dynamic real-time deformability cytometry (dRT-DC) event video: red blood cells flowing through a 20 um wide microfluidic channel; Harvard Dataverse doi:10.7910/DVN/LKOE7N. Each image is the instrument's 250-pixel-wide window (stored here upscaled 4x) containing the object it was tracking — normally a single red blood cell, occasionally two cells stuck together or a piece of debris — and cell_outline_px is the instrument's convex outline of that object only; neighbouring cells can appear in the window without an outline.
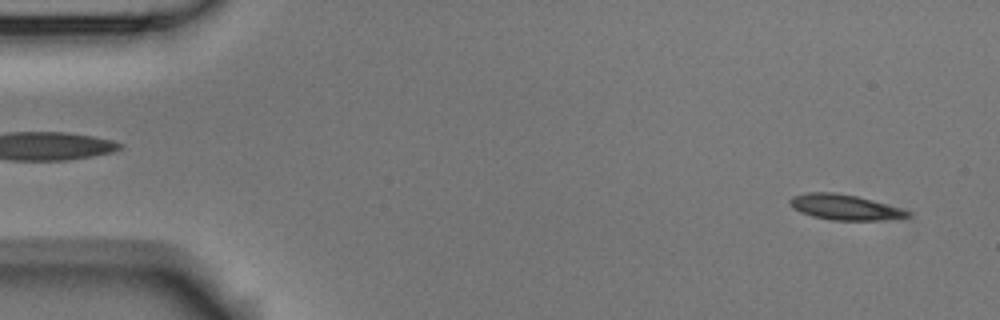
{"species": "Egyptian fruit bat (a non-hibernating species)", "species_latin": "Rousettus aegyptiacus", "temperature_condition": "room temperature", "stored_images_in_passage": 8, "camera_frame_rate_fps": 3000, "um_per_image_px": 0.085, "animal": {"sex": "male"}, "frame": {"image": 1, "passage_image": 1, "time_ms": 0.0, "image_size_px": [1000, 320], "cell_outline_px": [[912, 216], [880, 220], [832, 220], [812, 216], [800, 212], [792, 208], [788, 204], [788, 200], [792, 196], [808, 192], [836, 192], [856, 196], [872, 200], [900, 208], [912, 212]], "centroid_in_image_um": [71.75, 17.6], "position_along_channel_um": 13.2, "area_um2": 17.46}}
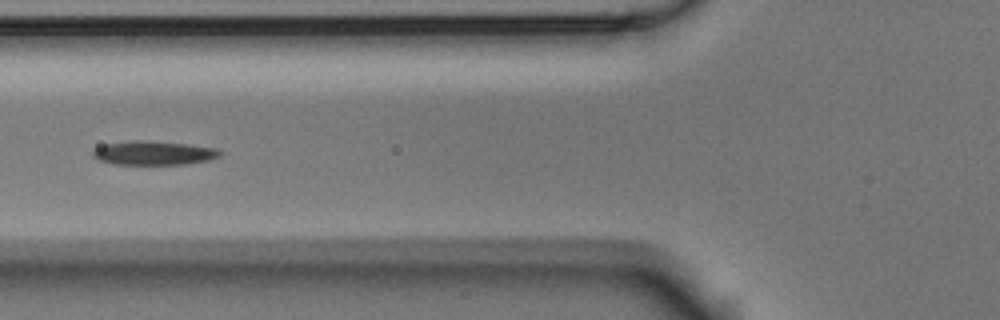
{"frame": {"image": 2, "passage_image": 5, "time_ms": 1.333, "image_size_px": [1000, 320], "cell_outline_px": [[220, 156], [212, 160], [184, 164], [112, 164], [100, 160], [92, 156], [92, 152], [96, 148], [104, 144], [132, 140], [144, 140], [188, 144], [216, 148], [220, 152]], "centroid_in_image_um": [13.06, 13.0], "position_along_channel_um": 112.7, "area_um2": 17.74}}
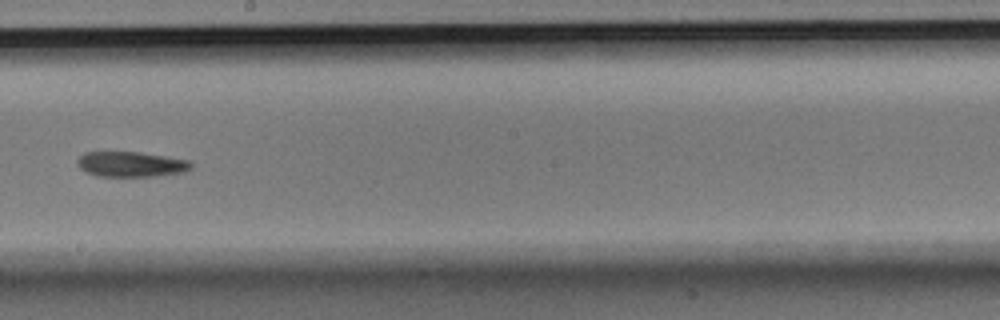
{"frame": {"image": 3, "passage_image": 8, "time_ms": 2.333, "image_size_px": [1000, 320], "cell_outline_px": [[192, 168], [184, 172], [156, 176], [96, 176], [80, 168], [76, 164], [76, 160], [84, 152], [140, 152], [168, 156], [192, 160]], "centroid_in_image_um": [11.17, 13.95], "position_along_channel_um": 237.0, "area_um2": 16.94}}